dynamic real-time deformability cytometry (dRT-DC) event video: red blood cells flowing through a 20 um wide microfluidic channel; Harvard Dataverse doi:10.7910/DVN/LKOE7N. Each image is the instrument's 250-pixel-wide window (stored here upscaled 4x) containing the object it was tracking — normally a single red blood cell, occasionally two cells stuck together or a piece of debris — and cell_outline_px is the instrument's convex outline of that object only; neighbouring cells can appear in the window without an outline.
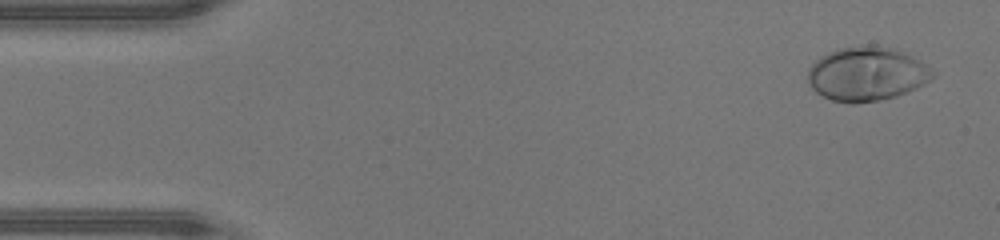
{"species": "human", "species_latin": "Homo sapiens", "temperature_condition": "warm", "stored_images_in_passage": 46, "camera_frame_rate_fps": 3000, "um_per_image_px": 0.085, "donor": {"sex": "male"}, "frame": {"image": 1, "passage_image": 2, "time_ms": 0.333, "image_size_px": [1000, 240], "cell_outline_px": [[936, 76], [916, 88], [896, 96], [880, 100], [832, 100], [816, 92], [808, 84], [808, 68], [820, 56], [836, 48], [868, 44], [880, 44], [896, 48], [920, 60], [932, 68], [936, 72]], "centroid_in_image_um": [73.71, 6.21], "position_along_channel_um": 11.3, "area_um2": 39.25}}
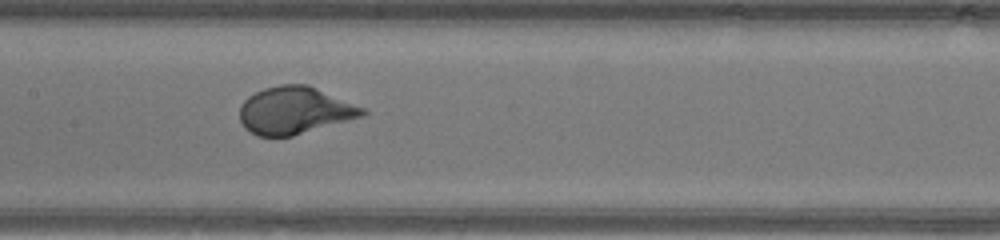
{"frame": {"image": 2, "passage_image": 22, "time_ms": 7.0, "image_size_px": [1000, 240], "cell_outline_px": [[368, 112], [364, 116], [292, 136], [256, 136], [244, 128], [240, 120], [240, 108], [244, 100], [248, 96], [264, 88], [280, 84], [308, 84], [364, 108]], "centroid_in_image_um": [25.04, 9.39], "position_along_channel_um": 182.4, "area_um2": 33.81}}
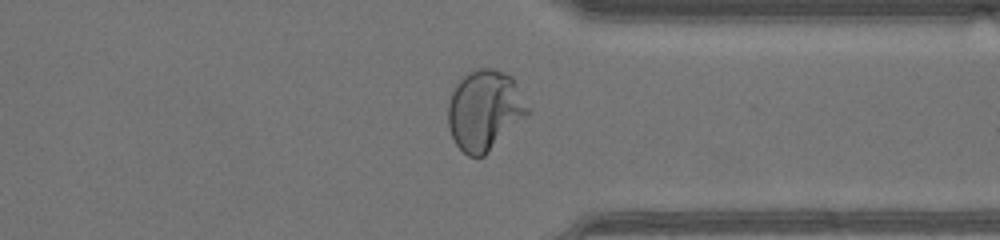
{"frame": {"image": 3, "passage_image": 35, "time_ms": 11.333, "image_size_px": [1000, 240], "cell_outline_px": [[532, 112], [484, 156], [468, 156], [456, 144], [448, 128], [448, 100], [456, 84], [472, 68], [492, 68], [504, 72], [512, 76], [532, 108]], "centroid_in_image_um": [41.23, 9.35], "position_along_channel_um": 370.2, "area_um2": 37.8}, "authors_computed_cell_mechanics": {"area_um2": 35.1713, "velocity_mm_per_s": 4.4174, "shape_relaxation_time_tau1_ms": 2.7906, "shape_relaxation_time_tau2_ms": null, "deformation_change_tau1": 0.2064, "deformation_change_tau2": null}}